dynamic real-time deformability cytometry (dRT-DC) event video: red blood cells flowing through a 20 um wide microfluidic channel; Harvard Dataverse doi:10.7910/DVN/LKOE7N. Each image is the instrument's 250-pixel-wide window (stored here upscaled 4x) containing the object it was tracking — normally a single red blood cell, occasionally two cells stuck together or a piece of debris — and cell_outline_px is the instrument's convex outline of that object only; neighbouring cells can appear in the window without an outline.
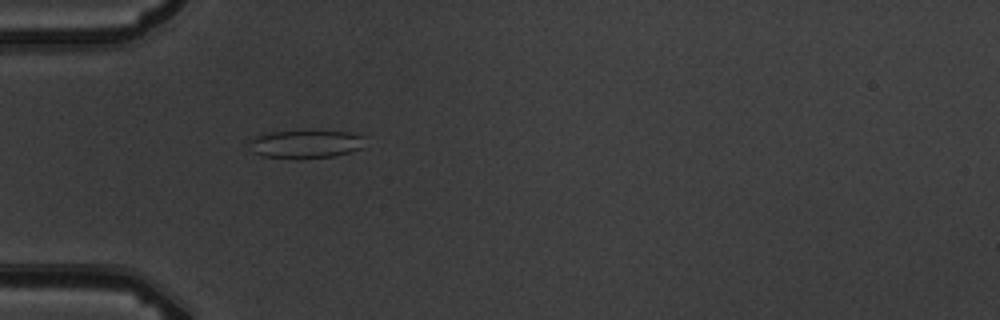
{"species": "common noctule bat (a hibernating species)", "species_latin": "Nyctalus noctula", "temperature_condition": "warm", "stored_images_in_passage": 6, "camera_frame_rate_fps": 3000, "um_per_image_px": 0.085, "animal": {"sex": "male", "body_mass_g": 19.5, "forearm_length_mm": 54.6}, "frame": {"image": 1, "passage_image": 6, "time_ms": 5.667, "image_size_px": [1000, 320], "cell_outline_px": [[364, 136], [360, 148], [352, 152], [336, 156], [260, 156], [252, 152], [248, 144], [248, 140], [256, 136], [272, 132], [348, 132]], "centroid_in_image_um": [25.95, 12.23], "position_along_channel_um": 59.1, "area_um2": 17.98}}